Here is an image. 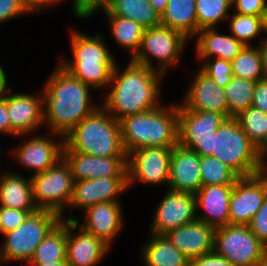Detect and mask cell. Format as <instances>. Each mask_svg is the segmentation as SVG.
I'll return each mask as SVG.
<instances>
[{
	"label": "cell",
	"mask_w": 267,
	"mask_h": 266,
	"mask_svg": "<svg viewBox=\"0 0 267 266\" xmlns=\"http://www.w3.org/2000/svg\"><path fill=\"white\" fill-rule=\"evenodd\" d=\"M74 181L102 177H127V157H101L63 150Z\"/></svg>",
	"instance_id": "9a60e30c"
},
{
	"label": "cell",
	"mask_w": 267,
	"mask_h": 266,
	"mask_svg": "<svg viewBox=\"0 0 267 266\" xmlns=\"http://www.w3.org/2000/svg\"><path fill=\"white\" fill-rule=\"evenodd\" d=\"M214 251L234 266H253L267 253V247L248 225H226L215 230Z\"/></svg>",
	"instance_id": "8fae6325"
},
{
	"label": "cell",
	"mask_w": 267,
	"mask_h": 266,
	"mask_svg": "<svg viewBox=\"0 0 267 266\" xmlns=\"http://www.w3.org/2000/svg\"><path fill=\"white\" fill-rule=\"evenodd\" d=\"M257 81L233 77L224 87L228 107V118H235L252 106Z\"/></svg>",
	"instance_id": "4dcf8cb0"
},
{
	"label": "cell",
	"mask_w": 267,
	"mask_h": 266,
	"mask_svg": "<svg viewBox=\"0 0 267 266\" xmlns=\"http://www.w3.org/2000/svg\"><path fill=\"white\" fill-rule=\"evenodd\" d=\"M196 195L169 190L159 203L151 225L152 234L165 235L197 220Z\"/></svg>",
	"instance_id": "4fadbf2b"
},
{
	"label": "cell",
	"mask_w": 267,
	"mask_h": 266,
	"mask_svg": "<svg viewBox=\"0 0 267 266\" xmlns=\"http://www.w3.org/2000/svg\"><path fill=\"white\" fill-rule=\"evenodd\" d=\"M233 185L202 186L196 195V208L203 209L204 216L197 220L217 229L229 225V203Z\"/></svg>",
	"instance_id": "cb8c5ba5"
},
{
	"label": "cell",
	"mask_w": 267,
	"mask_h": 266,
	"mask_svg": "<svg viewBox=\"0 0 267 266\" xmlns=\"http://www.w3.org/2000/svg\"><path fill=\"white\" fill-rule=\"evenodd\" d=\"M28 13L21 0H0V23Z\"/></svg>",
	"instance_id": "7bdbcfd3"
},
{
	"label": "cell",
	"mask_w": 267,
	"mask_h": 266,
	"mask_svg": "<svg viewBox=\"0 0 267 266\" xmlns=\"http://www.w3.org/2000/svg\"><path fill=\"white\" fill-rule=\"evenodd\" d=\"M60 220L61 216L51 210L30 214L18 228L3 234L6 241L0 248L1 263L30 262L38 245Z\"/></svg>",
	"instance_id": "52a82bcc"
},
{
	"label": "cell",
	"mask_w": 267,
	"mask_h": 266,
	"mask_svg": "<svg viewBox=\"0 0 267 266\" xmlns=\"http://www.w3.org/2000/svg\"><path fill=\"white\" fill-rule=\"evenodd\" d=\"M186 41L188 38L178 30L162 25L148 28L144 31L138 52L130 59L137 64L156 69L151 60L155 58L161 63L157 70L165 74L171 65L178 64Z\"/></svg>",
	"instance_id": "30bf717a"
},
{
	"label": "cell",
	"mask_w": 267,
	"mask_h": 266,
	"mask_svg": "<svg viewBox=\"0 0 267 266\" xmlns=\"http://www.w3.org/2000/svg\"><path fill=\"white\" fill-rule=\"evenodd\" d=\"M38 210H16L0 206V233L5 234L18 228L26 218Z\"/></svg>",
	"instance_id": "f35d334b"
},
{
	"label": "cell",
	"mask_w": 267,
	"mask_h": 266,
	"mask_svg": "<svg viewBox=\"0 0 267 266\" xmlns=\"http://www.w3.org/2000/svg\"><path fill=\"white\" fill-rule=\"evenodd\" d=\"M196 0H169L161 15V25L183 33L187 38L197 34Z\"/></svg>",
	"instance_id": "83f0119b"
},
{
	"label": "cell",
	"mask_w": 267,
	"mask_h": 266,
	"mask_svg": "<svg viewBox=\"0 0 267 266\" xmlns=\"http://www.w3.org/2000/svg\"><path fill=\"white\" fill-rule=\"evenodd\" d=\"M206 58L202 61L204 64L201 70L217 82L220 86L225 87L234 77L232 64L230 61L214 58Z\"/></svg>",
	"instance_id": "74e56055"
},
{
	"label": "cell",
	"mask_w": 267,
	"mask_h": 266,
	"mask_svg": "<svg viewBox=\"0 0 267 266\" xmlns=\"http://www.w3.org/2000/svg\"><path fill=\"white\" fill-rule=\"evenodd\" d=\"M146 243L141 255L146 266H189L190 260L166 235L152 234Z\"/></svg>",
	"instance_id": "4316f807"
},
{
	"label": "cell",
	"mask_w": 267,
	"mask_h": 266,
	"mask_svg": "<svg viewBox=\"0 0 267 266\" xmlns=\"http://www.w3.org/2000/svg\"><path fill=\"white\" fill-rule=\"evenodd\" d=\"M71 31L72 60H61L59 65L72 77L92 88L109 86L116 61L104 44L103 36H87Z\"/></svg>",
	"instance_id": "5b68a950"
},
{
	"label": "cell",
	"mask_w": 267,
	"mask_h": 266,
	"mask_svg": "<svg viewBox=\"0 0 267 266\" xmlns=\"http://www.w3.org/2000/svg\"><path fill=\"white\" fill-rule=\"evenodd\" d=\"M169 0H150L151 5L153 8L158 12L161 16L166 9V5L168 4Z\"/></svg>",
	"instance_id": "f907efd6"
},
{
	"label": "cell",
	"mask_w": 267,
	"mask_h": 266,
	"mask_svg": "<svg viewBox=\"0 0 267 266\" xmlns=\"http://www.w3.org/2000/svg\"><path fill=\"white\" fill-rule=\"evenodd\" d=\"M253 266H267V253L259 259Z\"/></svg>",
	"instance_id": "9f6ffc18"
},
{
	"label": "cell",
	"mask_w": 267,
	"mask_h": 266,
	"mask_svg": "<svg viewBox=\"0 0 267 266\" xmlns=\"http://www.w3.org/2000/svg\"><path fill=\"white\" fill-rule=\"evenodd\" d=\"M31 266H70L66 260L63 261H56V262H50V263H30ZM33 264V265H32Z\"/></svg>",
	"instance_id": "db71d44e"
},
{
	"label": "cell",
	"mask_w": 267,
	"mask_h": 266,
	"mask_svg": "<svg viewBox=\"0 0 267 266\" xmlns=\"http://www.w3.org/2000/svg\"><path fill=\"white\" fill-rule=\"evenodd\" d=\"M29 139L14 150V158H17L24 168L36 171L35 174L41 173L62 158L64 139L60 143L45 135H35Z\"/></svg>",
	"instance_id": "603a6c76"
},
{
	"label": "cell",
	"mask_w": 267,
	"mask_h": 266,
	"mask_svg": "<svg viewBox=\"0 0 267 266\" xmlns=\"http://www.w3.org/2000/svg\"><path fill=\"white\" fill-rule=\"evenodd\" d=\"M111 25V33L119 46L131 51L133 58L138 52L145 28L132 19L121 16H106Z\"/></svg>",
	"instance_id": "1f68e13d"
},
{
	"label": "cell",
	"mask_w": 267,
	"mask_h": 266,
	"mask_svg": "<svg viewBox=\"0 0 267 266\" xmlns=\"http://www.w3.org/2000/svg\"><path fill=\"white\" fill-rule=\"evenodd\" d=\"M128 177H102L74 181L71 208L87 209L97 203L119 201L118 194L126 191Z\"/></svg>",
	"instance_id": "e0dca14e"
},
{
	"label": "cell",
	"mask_w": 267,
	"mask_h": 266,
	"mask_svg": "<svg viewBox=\"0 0 267 266\" xmlns=\"http://www.w3.org/2000/svg\"><path fill=\"white\" fill-rule=\"evenodd\" d=\"M24 8L27 12L32 13L38 12V10H42L46 6H52L55 3L59 2L60 0H21ZM45 6V7H44Z\"/></svg>",
	"instance_id": "bcb514c9"
},
{
	"label": "cell",
	"mask_w": 267,
	"mask_h": 266,
	"mask_svg": "<svg viewBox=\"0 0 267 266\" xmlns=\"http://www.w3.org/2000/svg\"><path fill=\"white\" fill-rule=\"evenodd\" d=\"M202 186L234 185L240 176L214 156H200Z\"/></svg>",
	"instance_id": "836d02e7"
},
{
	"label": "cell",
	"mask_w": 267,
	"mask_h": 266,
	"mask_svg": "<svg viewBox=\"0 0 267 266\" xmlns=\"http://www.w3.org/2000/svg\"><path fill=\"white\" fill-rule=\"evenodd\" d=\"M266 163V165H265ZM255 176L259 179V181L263 184L266 197H267V162L261 161L259 166L255 171Z\"/></svg>",
	"instance_id": "c3c4849f"
},
{
	"label": "cell",
	"mask_w": 267,
	"mask_h": 266,
	"mask_svg": "<svg viewBox=\"0 0 267 266\" xmlns=\"http://www.w3.org/2000/svg\"><path fill=\"white\" fill-rule=\"evenodd\" d=\"M248 226L251 232L267 247V198Z\"/></svg>",
	"instance_id": "ab89813d"
},
{
	"label": "cell",
	"mask_w": 267,
	"mask_h": 266,
	"mask_svg": "<svg viewBox=\"0 0 267 266\" xmlns=\"http://www.w3.org/2000/svg\"><path fill=\"white\" fill-rule=\"evenodd\" d=\"M0 133L10 134V120L6 107V100L0 96Z\"/></svg>",
	"instance_id": "7dc6e473"
},
{
	"label": "cell",
	"mask_w": 267,
	"mask_h": 266,
	"mask_svg": "<svg viewBox=\"0 0 267 266\" xmlns=\"http://www.w3.org/2000/svg\"><path fill=\"white\" fill-rule=\"evenodd\" d=\"M214 156L233 169L240 177L255 175L261 160L257 147L242 130L236 118H228L213 134Z\"/></svg>",
	"instance_id": "8992f818"
},
{
	"label": "cell",
	"mask_w": 267,
	"mask_h": 266,
	"mask_svg": "<svg viewBox=\"0 0 267 266\" xmlns=\"http://www.w3.org/2000/svg\"><path fill=\"white\" fill-rule=\"evenodd\" d=\"M235 118L250 141L258 147L267 135V113L251 106Z\"/></svg>",
	"instance_id": "d590c367"
},
{
	"label": "cell",
	"mask_w": 267,
	"mask_h": 266,
	"mask_svg": "<svg viewBox=\"0 0 267 266\" xmlns=\"http://www.w3.org/2000/svg\"><path fill=\"white\" fill-rule=\"evenodd\" d=\"M192 83L185 93L184 102H181L186 109L221 112L228 117L223 86H220L201 69L195 74Z\"/></svg>",
	"instance_id": "7402d4cb"
},
{
	"label": "cell",
	"mask_w": 267,
	"mask_h": 266,
	"mask_svg": "<svg viewBox=\"0 0 267 266\" xmlns=\"http://www.w3.org/2000/svg\"><path fill=\"white\" fill-rule=\"evenodd\" d=\"M77 228L78 233L73 235ZM110 247L101 238L83 230L74 220H67L66 261L70 266H95L103 260Z\"/></svg>",
	"instance_id": "ac0fdd59"
},
{
	"label": "cell",
	"mask_w": 267,
	"mask_h": 266,
	"mask_svg": "<svg viewBox=\"0 0 267 266\" xmlns=\"http://www.w3.org/2000/svg\"><path fill=\"white\" fill-rule=\"evenodd\" d=\"M99 106L63 137V150L101 157H127L119 121Z\"/></svg>",
	"instance_id": "277c9868"
},
{
	"label": "cell",
	"mask_w": 267,
	"mask_h": 266,
	"mask_svg": "<svg viewBox=\"0 0 267 266\" xmlns=\"http://www.w3.org/2000/svg\"><path fill=\"white\" fill-rule=\"evenodd\" d=\"M113 0H82L76 6V17L87 18L93 15V13L106 11L111 5Z\"/></svg>",
	"instance_id": "b9f144b4"
},
{
	"label": "cell",
	"mask_w": 267,
	"mask_h": 266,
	"mask_svg": "<svg viewBox=\"0 0 267 266\" xmlns=\"http://www.w3.org/2000/svg\"><path fill=\"white\" fill-rule=\"evenodd\" d=\"M172 148L145 147L127 154L128 187L134 180L145 184L169 183Z\"/></svg>",
	"instance_id": "7c38bea8"
},
{
	"label": "cell",
	"mask_w": 267,
	"mask_h": 266,
	"mask_svg": "<svg viewBox=\"0 0 267 266\" xmlns=\"http://www.w3.org/2000/svg\"><path fill=\"white\" fill-rule=\"evenodd\" d=\"M257 154L261 161H265L267 155V135L263 142L257 147Z\"/></svg>",
	"instance_id": "816d5d0a"
},
{
	"label": "cell",
	"mask_w": 267,
	"mask_h": 266,
	"mask_svg": "<svg viewBox=\"0 0 267 266\" xmlns=\"http://www.w3.org/2000/svg\"><path fill=\"white\" fill-rule=\"evenodd\" d=\"M9 93H11V88H8L2 97L6 100L10 135L27 136L44 124L43 95L41 97L34 94L10 95Z\"/></svg>",
	"instance_id": "5bb4252c"
},
{
	"label": "cell",
	"mask_w": 267,
	"mask_h": 266,
	"mask_svg": "<svg viewBox=\"0 0 267 266\" xmlns=\"http://www.w3.org/2000/svg\"><path fill=\"white\" fill-rule=\"evenodd\" d=\"M118 201L102 202L85 209L86 220L81 224L78 219L70 217L78 226L97 238H101L109 246L121 232L123 215Z\"/></svg>",
	"instance_id": "ffe728a7"
},
{
	"label": "cell",
	"mask_w": 267,
	"mask_h": 266,
	"mask_svg": "<svg viewBox=\"0 0 267 266\" xmlns=\"http://www.w3.org/2000/svg\"><path fill=\"white\" fill-rule=\"evenodd\" d=\"M42 91L44 123L50 133L66 136L99 106L91 104L90 86L72 77L60 65L52 72Z\"/></svg>",
	"instance_id": "6da1fadb"
},
{
	"label": "cell",
	"mask_w": 267,
	"mask_h": 266,
	"mask_svg": "<svg viewBox=\"0 0 267 266\" xmlns=\"http://www.w3.org/2000/svg\"><path fill=\"white\" fill-rule=\"evenodd\" d=\"M189 266H234L225 257L220 256L215 251L203 254L191 260Z\"/></svg>",
	"instance_id": "ee69618b"
},
{
	"label": "cell",
	"mask_w": 267,
	"mask_h": 266,
	"mask_svg": "<svg viewBox=\"0 0 267 266\" xmlns=\"http://www.w3.org/2000/svg\"><path fill=\"white\" fill-rule=\"evenodd\" d=\"M162 105L119 120L121 141L128 154L145 147H169L178 145L179 105Z\"/></svg>",
	"instance_id": "3957f363"
},
{
	"label": "cell",
	"mask_w": 267,
	"mask_h": 266,
	"mask_svg": "<svg viewBox=\"0 0 267 266\" xmlns=\"http://www.w3.org/2000/svg\"><path fill=\"white\" fill-rule=\"evenodd\" d=\"M117 65L109 83V93L101 105L109 114L119 121L160 106L157 100L163 73L130 59L120 74Z\"/></svg>",
	"instance_id": "7a4b0ae2"
},
{
	"label": "cell",
	"mask_w": 267,
	"mask_h": 266,
	"mask_svg": "<svg viewBox=\"0 0 267 266\" xmlns=\"http://www.w3.org/2000/svg\"><path fill=\"white\" fill-rule=\"evenodd\" d=\"M64 218V219H63ZM67 220H61L38 245L30 263H50L66 260Z\"/></svg>",
	"instance_id": "f546056e"
},
{
	"label": "cell",
	"mask_w": 267,
	"mask_h": 266,
	"mask_svg": "<svg viewBox=\"0 0 267 266\" xmlns=\"http://www.w3.org/2000/svg\"><path fill=\"white\" fill-rule=\"evenodd\" d=\"M231 9L235 8V13L241 15L262 16L266 7V0H232Z\"/></svg>",
	"instance_id": "60d3db41"
},
{
	"label": "cell",
	"mask_w": 267,
	"mask_h": 266,
	"mask_svg": "<svg viewBox=\"0 0 267 266\" xmlns=\"http://www.w3.org/2000/svg\"><path fill=\"white\" fill-rule=\"evenodd\" d=\"M106 16H121L134 20L145 29L161 25V16L151 5L150 0H113Z\"/></svg>",
	"instance_id": "f1b7e54d"
},
{
	"label": "cell",
	"mask_w": 267,
	"mask_h": 266,
	"mask_svg": "<svg viewBox=\"0 0 267 266\" xmlns=\"http://www.w3.org/2000/svg\"><path fill=\"white\" fill-rule=\"evenodd\" d=\"M7 76L5 74V71L3 70V67L0 65V96L8 89L7 88Z\"/></svg>",
	"instance_id": "f5cc1de1"
},
{
	"label": "cell",
	"mask_w": 267,
	"mask_h": 266,
	"mask_svg": "<svg viewBox=\"0 0 267 266\" xmlns=\"http://www.w3.org/2000/svg\"><path fill=\"white\" fill-rule=\"evenodd\" d=\"M266 198L264 186L255 175L240 177L232 188L229 224L249 225Z\"/></svg>",
	"instance_id": "2e32d148"
},
{
	"label": "cell",
	"mask_w": 267,
	"mask_h": 266,
	"mask_svg": "<svg viewBox=\"0 0 267 266\" xmlns=\"http://www.w3.org/2000/svg\"><path fill=\"white\" fill-rule=\"evenodd\" d=\"M3 175L0 176V206L16 210H39L34 203L30 177L27 179L17 173Z\"/></svg>",
	"instance_id": "484cf974"
},
{
	"label": "cell",
	"mask_w": 267,
	"mask_h": 266,
	"mask_svg": "<svg viewBox=\"0 0 267 266\" xmlns=\"http://www.w3.org/2000/svg\"><path fill=\"white\" fill-rule=\"evenodd\" d=\"M261 17H262L263 31H264V33H267V4H266L265 9L263 10V13H262Z\"/></svg>",
	"instance_id": "11a10c76"
},
{
	"label": "cell",
	"mask_w": 267,
	"mask_h": 266,
	"mask_svg": "<svg viewBox=\"0 0 267 266\" xmlns=\"http://www.w3.org/2000/svg\"><path fill=\"white\" fill-rule=\"evenodd\" d=\"M82 0H73V12L76 13V6L81 2Z\"/></svg>",
	"instance_id": "6f0895ef"
},
{
	"label": "cell",
	"mask_w": 267,
	"mask_h": 266,
	"mask_svg": "<svg viewBox=\"0 0 267 266\" xmlns=\"http://www.w3.org/2000/svg\"><path fill=\"white\" fill-rule=\"evenodd\" d=\"M228 117L221 112L188 110L179 103L178 144L199 156L213 153V134Z\"/></svg>",
	"instance_id": "9c48e42d"
},
{
	"label": "cell",
	"mask_w": 267,
	"mask_h": 266,
	"mask_svg": "<svg viewBox=\"0 0 267 266\" xmlns=\"http://www.w3.org/2000/svg\"><path fill=\"white\" fill-rule=\"evenodd\" d=\"M259 41H260L259 49L261 52L262 63H263L264 79L267 80V38Z\"/></svg>",
	"instance_id": "681fc988"
},
{
	"label": "cell",
	"mask_w": 267,
	"mask_h": 266,
	"mask_svg": "<svg viewBox=\"0 0 267 266\" xmlns=\"http://www.w3.org/2000/svg\"><path fill=\"white\" fill-rule=\"evenodd\" d=\"M228 18L231 19L230 30L232 31V36L242 42L245 46H250L248 42L249 40H252L257 36L260 38L262 37L260 33L264 31L261 16L234 13Z\"/></svg>",
	"instance_id": "8d00e7d4"
},
{
	"label": "cell",
	"mask_w": 267,
	"mask_h": 266,
	"mask_svg": "<svg viewBox=\"0 0 267 266\" xmlns=\"http://www.w3.org/2000/svg\"><path fill=\"white\" fill-rule=\"evenodd\" d=\"M232 0H196L197 33L204 28H215L220 21L228 20Z\"/></svg>",
	"instance_id": "e575fe53"
},
{
	"label": "cell",
	"mask_w": 267,
	"mask_h": 266,
	"mask_svg": "<svg viewBox=\"0 0 267 266\" xmlns=\"http://www.w3.org/2000/svg\"><path fill=\"white\" fill-rule=\"evenodd\" d=\"M231 64L235 77L257 82L264 79L262 56L259 46H245L231 61Z\"/></svg>",
	"instance_id": "d6a6232c"
},
{
	"label": "cell",
	"mask_w": 267,
	"mask_h": 266,
	"mask_svg": "<svg viewBox=\"0 0 267 266\" xmlns=\"http://www.w3.org/2000/svg\"><path fill=\"white\" fill-rule=\"evenodd\" d=\"M218 32L215 28H204L196 34V55L199 60L216 57L231 62L245 48L234 36Z\"/></svg>",
	"instance_id": "d4e9b609"
},
{
	"label": "cell",
	"mask_w": 267,
	"mask_h": 266,
	"mask_svg": "<svg viewBox=\"0 0 267 266\" xmlns=\"http://www.w3.org/2000/svg\"><path fill=\"white\" fill-rule=\"evenodd\" d=\"M169 170V190L196 194L202 187L200 156L195 151L179 144L174 146Z\"/></svg>",
	"instance_id": "d6986e66"
},
{
	"label": "cell",
	"mask_w": 267,
	"mask_h": 266,
	"mask_svg": "<svg viewBox=\"0 0 267 266\" xmlns=\"http://www.w3.org/2000/svg\"><path fill=\"white\" fill-rule=\"evenodd\" d=\"M215 228L195 220L165 234L190 261L214 251Z\"/></svg>",
	"instance_id": "44dd1931"
},
{
	"label": "cell",
	"mask_w": 267,
	"mask_h": 266,
	"mask_svg": "<svg viewBox=\"0 0 267 266\" xmlns=\"http://www.w3.org/2000/svg\"><path fill=\"white\" fill-rule=\"evenodd\" d=\"M252 107L267 113V80H259L253 94Z\"/></svg>",
	"instance_id": "f6af8a7d"
},
{
	"label": "cell",
	"mask_w": 267,
	"mask_h": 266,
	"mask_svg": "<svg viewBox=\"0 0 267 266\" xmlns=\"http://www.w3.org/2000/svg\"><path fill=\"white\" fill-rule=\"evenodd\" d=\"M33 199L39 210H51L64 215L65 206L71 203L74 179L70 166L62 157L46 171L30 177Z\"/></svg>",
	"instance_id": "ba28073f"
}]
</instances>
